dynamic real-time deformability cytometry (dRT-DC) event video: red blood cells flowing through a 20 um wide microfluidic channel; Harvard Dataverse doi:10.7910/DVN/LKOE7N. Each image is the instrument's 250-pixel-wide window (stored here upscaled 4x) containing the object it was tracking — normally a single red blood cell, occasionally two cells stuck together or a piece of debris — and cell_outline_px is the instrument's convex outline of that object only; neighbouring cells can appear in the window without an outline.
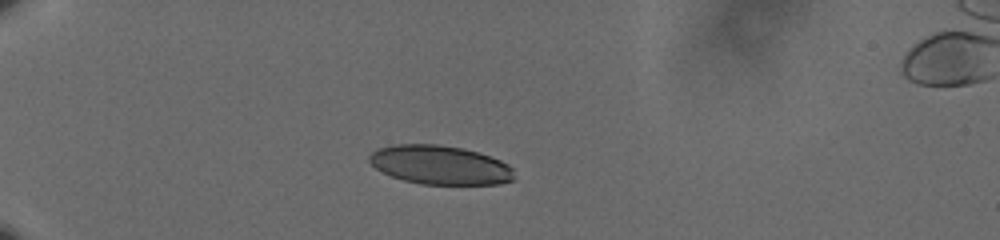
{"species": "human", "species_latin": "Homo sapiens", "temperature_condition": "cold", "stored_images_in_passage": 42, "camera_frame_rate_fps": 3000, "um_per_image_px": 0.085, "donor": {"sex": "male"}, "frame": {"image": 1, "passage_image": 1, "time_ms": 0.0, "image_size_px": [1000, 240], "cell_outline_px": [[516, 180], [500, 184], [420, 184], [404, 180], [392, 176], [376, 168], [368, 160], [368, 156], [372, 152], [380, 148], [396, 144], [436, 144], [464, 148], [500, 160], [508, 164], [512, 168]], "centroid_in_image_um": [37.43, 14.03], "position_along_channel_um": 47.6, "area_um2": 32.83}}
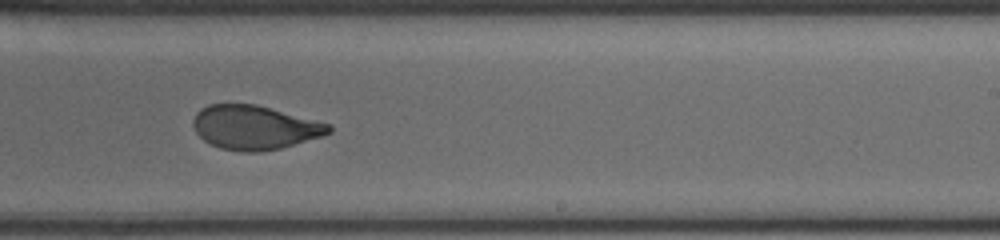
{"frame": {"image": 2, "passage_image": 23, "time_ms": 7.333, "image_size_px": [1000, 240], "cell_outline_px": [[332, 132], [324, 136], [280, 148], [260, 152], [244, 152], [220, 148], [204, 140], [196, 132], [192, 124], [192, 120], [196, 112], [200, 108], [208, 104], [256, 104], [332, 124]], "centroid_in_image_um": [21.66, 10.83], "position_along_channel_um": 267.3, "area_um2": 35.03}}
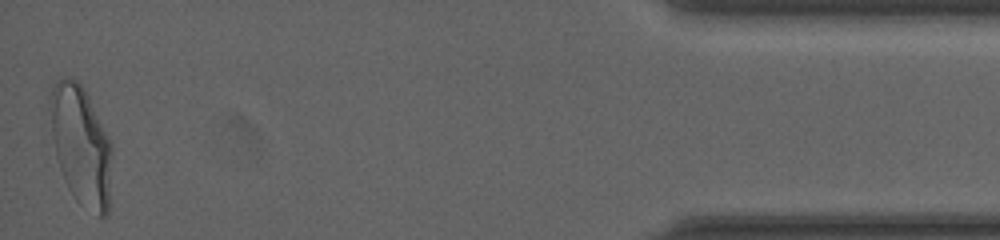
{"frame": {"image": 3, "passage_image": 42, "time_ms": 13.667, "image_size_px": [1000, 240], "cell_outline_px": [[112, 152], [108, 216], [100, 216], [72, 192], [68, 188], [64, 180], [56, 156], [52, 136], [48, 104], [48, 96], [56, 80], [60, 76], [72, 76], [84, 88], [112, 144]], "centroid_in_image_um": [6.86, 12.24], "position_along_channel_um": 428.3, "area_um2": 42.77}, "authors_computed_cell_mechanics": {"area_um2": 35.7493, "velocity_mm_per_s": 3.6214, "shape_relaxation_time_tau1_ms": 6.938, "shape_relaxation_time_tau2_ms": 0.894, "deformation_change_tau1": 0.2198, "deformation_change_tau2": 0.0744}}